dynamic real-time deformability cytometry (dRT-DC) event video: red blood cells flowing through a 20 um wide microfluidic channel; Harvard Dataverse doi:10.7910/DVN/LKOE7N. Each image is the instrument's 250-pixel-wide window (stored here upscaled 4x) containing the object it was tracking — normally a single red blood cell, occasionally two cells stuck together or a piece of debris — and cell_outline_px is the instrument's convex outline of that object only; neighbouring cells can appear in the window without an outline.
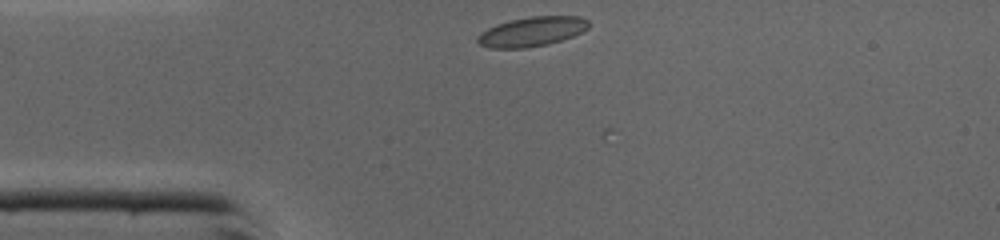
{"species": "common noctule bat (a hibernating species)", "species_latin": "Nyctalus noctula", "temperature_condition": "cold", "stored_images_in_passage": 4, "camera_frame_rate_fps": 3000, "um_per_image_px": 0.085, "animal": {"sex": "male", "body_mass_g": 19.0, "forearm_length_mm": 50.8}, "frame": {"image": 1, "passage_image": 1, "time_ms": 0.0, "image_size_px": [1000, 240], "cell_outline_px": [[588, 28], [572, 36], [548, 44], [528, 48], [488, 48], [480, 44], [476, 40], [476, 36], [480, 32], [496, 24], [512, 20], [532, 16], [580, 16], [588, 20]], "centroid_in_image_um": [45.17, 2.69], "position_along_channel_um": 39.8, "area_um2": 19.07}}